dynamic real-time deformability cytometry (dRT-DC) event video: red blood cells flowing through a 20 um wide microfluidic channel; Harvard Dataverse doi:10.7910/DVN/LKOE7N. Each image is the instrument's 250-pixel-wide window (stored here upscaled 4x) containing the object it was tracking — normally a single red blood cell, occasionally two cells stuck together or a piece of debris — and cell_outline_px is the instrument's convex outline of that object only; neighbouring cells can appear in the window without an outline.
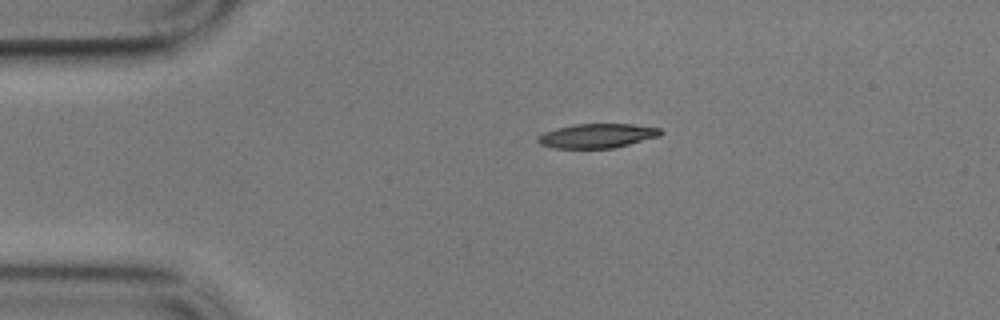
{"species": "common noctule bat (a hibernating species)", "species_latin": "Nyctalus noctula", "temperature_condition": "cold", "stored_images_in_passage": 3, "camera_frame_rate_fps": 3000, "um_per_image_px": 0.085, "animal": {"sex": "male", "body_mass_g": 17.9}, "frame": {"image": 1, "passage_image": 1, "time_ms": 0.0, "image_size_px": [1000, 320], "cell_outline_px": [[664, 132], [660, 136], [612, 148], [552, 148], [540, 144], [536, 140], [536, 136], [544, 132], [556, 128], [572, 124], [632, 124], [660, 128]], "centroid_in_image_um": [50.72, 11.54], "position_along_channel_um": 34.3, "area_um2": 17.46}}
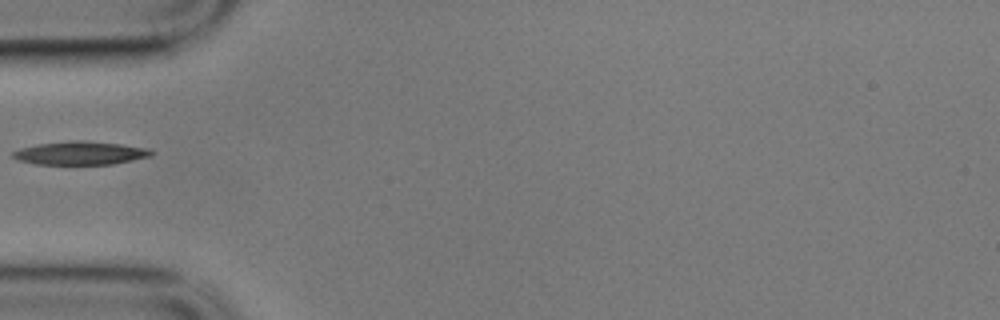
{"frame": {"image": 2, "passage_image": 3, "time_ms": 0.667, "image_size_px": [1000, 320], "cell_outline_px": [[152, 156], [112, 164], [36, 164], [16, 160], [12, 156], [12, 152], [20, 148], [36, 144], [72, 140], [84, 140], [120, 144], [148, 148], [152, 152]], "centroid_in_image_um": [6.79, 13.0], "position_along_channel_um": 78.2, "area_um2": 18.84}}